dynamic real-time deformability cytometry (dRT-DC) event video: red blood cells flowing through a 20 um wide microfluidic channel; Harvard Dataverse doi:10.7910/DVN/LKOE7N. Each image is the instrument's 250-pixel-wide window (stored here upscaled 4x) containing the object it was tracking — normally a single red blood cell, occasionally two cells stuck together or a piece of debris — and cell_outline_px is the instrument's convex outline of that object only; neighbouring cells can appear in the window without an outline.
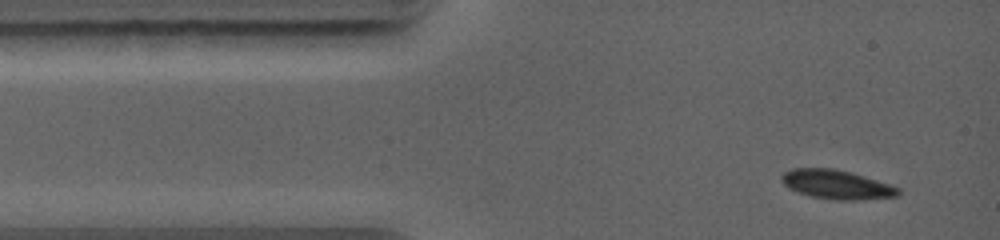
{"species": "common noctule bat (a hibernating species)", "species_latin": "Nyctalus noctula", "temperature_condition": "warm", "stored_images_in_passage": 4, "segment_of_instrument_passage": [1, 2], "camera_frame_rate_fps": 5000, "um_per_image_px": 0.085, "animal": {"sex": "female", "body_mass_g": 19.0, "forearm_length_mm": 56.7}, "frame": {"image": 1, "passage_image": 1, "time_ms": 0.0, "image_size_px": [1000, 240], "cell_outline_px": [[900, 192], [896, 196], [852, 200], [836, 200], [812, 196], [788, 188], [780, 180], [780, 176], [784, 172], [792, 168], [832, 168], [852, 172], [892, 184], [900, 188]], "centroid_in_image_um": [71.11, 15.66], "position_along_channel_um": 13.9, "area_um2": 19.77}}
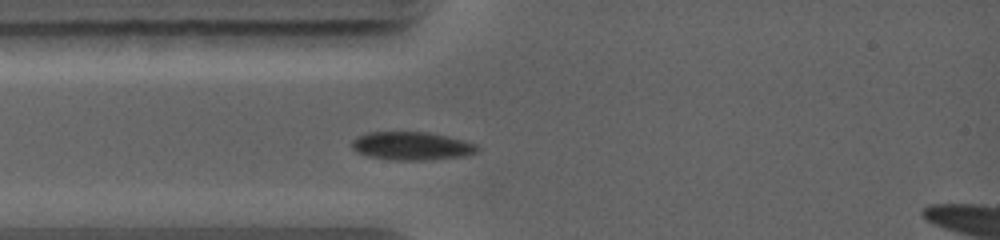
{"frame": {"image": 2, "passage_image": 3, "time_ms": 1.8, "image_size_px": [1000, 240], "cell_outline_px": [[480, 148], [476, 152], [464, 156], [424, 160], [392, 160], [368, 156], [356, 152], [352, 148], [352, 140], [356, 136], [364, 132], [428, 132], [448, 136], [464, 140], [476, 144]], "centroid_in_image_um": [34.96, 12.4], "position_along_channel_um": 50.0, "area_um2": 20.81}}